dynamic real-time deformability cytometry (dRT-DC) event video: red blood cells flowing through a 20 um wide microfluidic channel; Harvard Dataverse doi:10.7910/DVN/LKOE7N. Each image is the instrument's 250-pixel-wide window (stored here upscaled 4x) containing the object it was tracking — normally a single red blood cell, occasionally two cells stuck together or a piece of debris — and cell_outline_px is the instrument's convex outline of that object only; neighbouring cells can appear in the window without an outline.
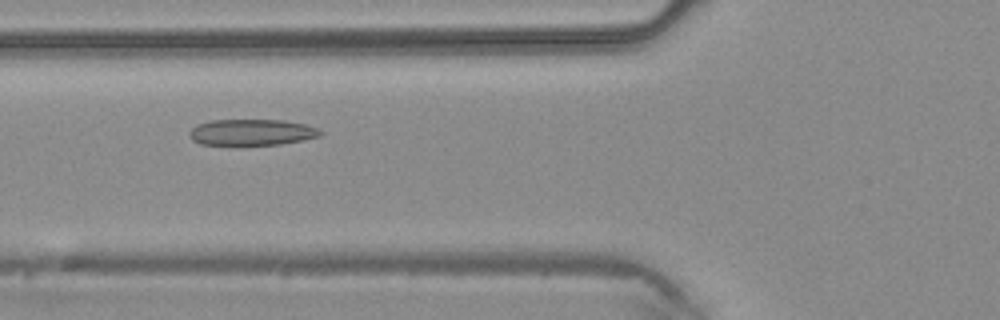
{"species": "common noctule bat (a hibernating species)", "species_latin": "Nyctalus noctula", "temperature_condition": "warm", "stored_images_in_passage": 34, "camera_frame_rate_fps": 3000, "um_per_image_px": 0.085, "animal": {"sex": "male", "body_mass_g": 20.4}, "frame": {"image": 1, "passage_image": 7, "time_ms": 2.0, "image_size_px": [1000, 320], "cell_outline_px": [[324, 132], [320, 136], [304, 140], [280, 144], [200, 144], [192, 140], [188, 132], [196, 124], [212, 120], [284, 120], [304, 124], [316, 128]], "centroid_in_image_um": [21.4, 11.23], "position_along_channel_um": 104.4, "area_um2": 19.83}}
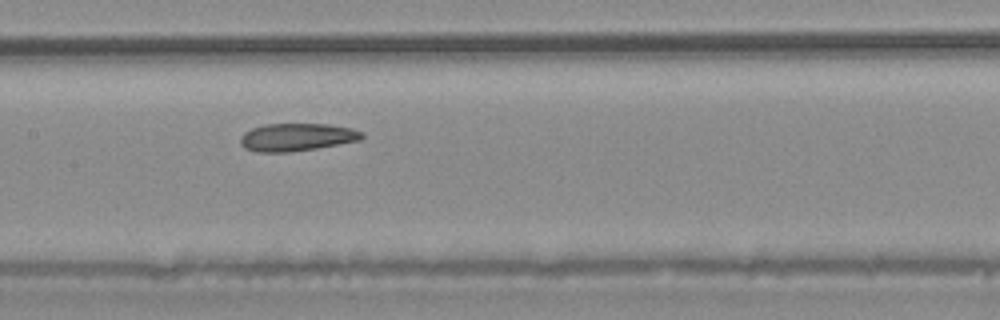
{"frame": {"image": 2, "passage_image": 12, "time_ms": 3.667, "image_size_px": [1000, 320], "cell_outline_px": [[364, 136], [360, 140], [316, 148], [292, 152], [256, 152], [244, 148], [240, 144], [240, 136], [244, 132], [252, 128], [264, 124], [328, 124], [352, 128], [364, 132]], "centroid_in_image_um": [25.21, 11.66], "position_along_channel_um": 182.2, "area_um2": 19.77}}
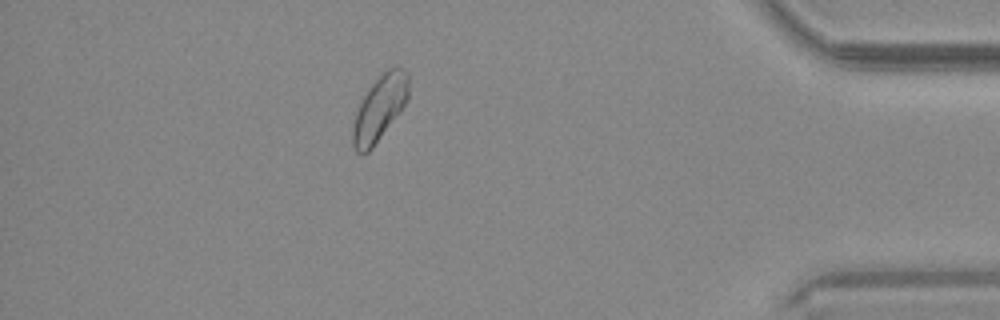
{"frame": {"image": 3, "passage_image": 29, "time_ms": 9.333, "image_size_px": [1000, 320], "cell_outline_px": [[408, 100], [400, 112], [372, 148], [368, 152], [356, 152], [352, 144], [352, 128], [356, 112], [360, 100], [368, 88], [388, 68], [396, 64], [404, 68], [408, 72]], "centroid_in_image_um": [32.27, 9.16], "position_along_channel_um": 402.9, "area_um2": 21.33}}